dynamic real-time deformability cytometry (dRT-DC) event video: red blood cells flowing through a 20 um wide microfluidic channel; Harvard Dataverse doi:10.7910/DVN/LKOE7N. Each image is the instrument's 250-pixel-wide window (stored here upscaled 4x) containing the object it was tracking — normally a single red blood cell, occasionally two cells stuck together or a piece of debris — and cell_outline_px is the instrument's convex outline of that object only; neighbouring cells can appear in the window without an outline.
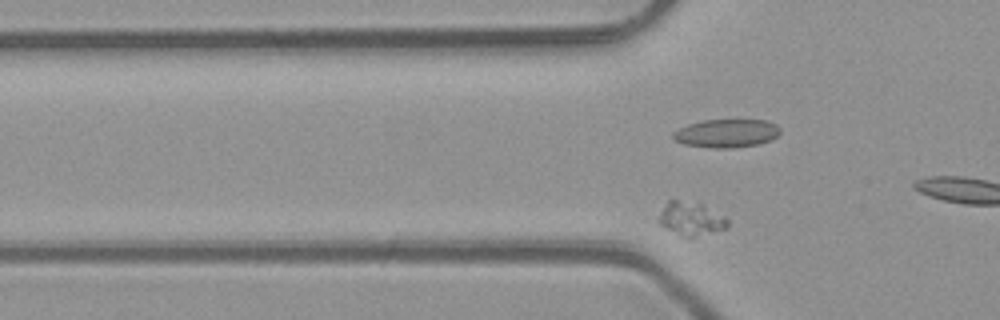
{"species": "common noctule bat (a hibernating species)", "species_latin": "Nyctalus noctula", "temperature_condition": "room temperature", "stored_images_in_passage": 41, "camera_frame_rate_fps": 3000, "um_per_image_px": 0.085, "animal": {"sex": "male", "body_mass_g": 23.1, "forearm_length_mm": 52.7}, "frame": {"image": 1, "passage_image": 3, "time_ms": 0.667, "image_size_px": [1000, 320], "cell_outline_px": [[728, 228], [692, 236], [684, 236], [660, 224], [656, 220], [668, 200], [676, 200], [700, 204], [724, 216], [728, 220]], "centroid_in_image_um": [58.72, 18.58], "position_along_channel_um": 67.1, "area_um2": 12.77}}
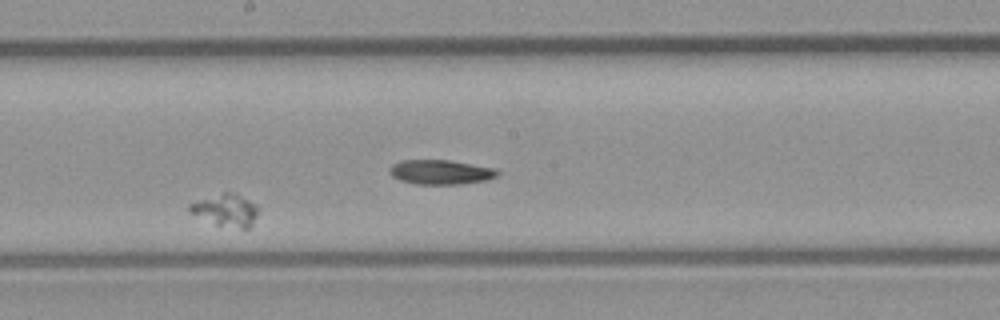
{"frame": {"image": 2, "passage_image": 17, "time_ms": 5.333, "image_size_px": [1000, 320], "cell_outline_px": [[260, 208], [252, 224], [248, 228], [240, 228], [216, 224], [188, 212], [188, 204], [224, 192], [236, 192], [256, 204]], "centroid_in_image_um": [19.22, 17.84], "position_along_channel_um": 229.0, "area_um2": 12.77}}
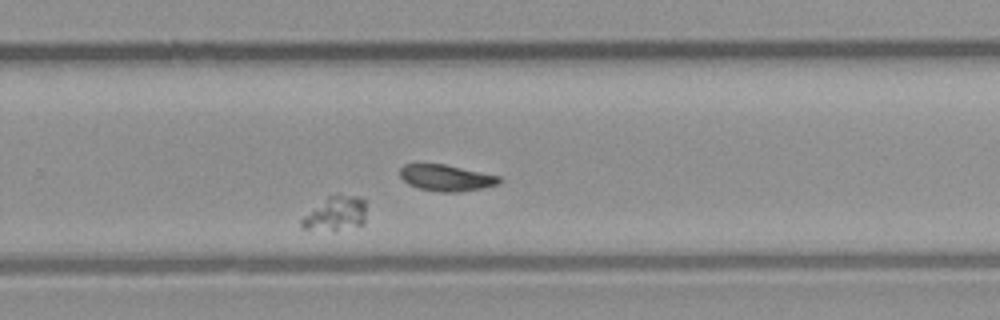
{"frame": {"image": 3, "passage_image": 23, "time_ms": 7.333, "image_size_px": [1000, 320], "cell_outline_px": [[364, 224], [336, 228], [304, 228], [300, 224], [300, 216], [328, 196], [336, 192], [340, 192], [360, 196], [364, 200]], "centroid_in_image_um": [28.5, 18.05], "position_along_channel_um": 301.3, "area_um2": 12.77}}